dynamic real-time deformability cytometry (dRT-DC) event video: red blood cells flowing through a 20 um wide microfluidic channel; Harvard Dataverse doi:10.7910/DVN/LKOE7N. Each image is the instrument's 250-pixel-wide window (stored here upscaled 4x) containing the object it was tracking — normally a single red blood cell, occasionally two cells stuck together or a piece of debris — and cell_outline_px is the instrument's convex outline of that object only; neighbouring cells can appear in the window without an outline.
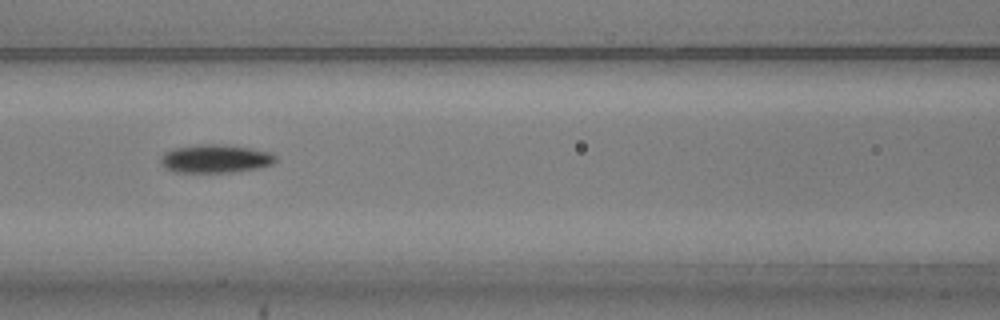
{"species": "common noctule bat (a hibernating species)", "species_latin": "Nyctalus noctula", "temperature_condition": "warm", "stored_images_in_passage": 5, "camera_frame_rate_fps": 3000, "um_per_image_px": 0.085, "animal": {"sex": "male", "body_mass_g": 20.5, "forearm_length_mm": 52.5}, "frame": {"image": 1, "passage_image": 4, "time_ms": 1.0, "image_size_px": [1000, 320], "cell_outline_px": [[276, 160], [272, 164], [256, 168], [232, 172], [172, 172], [160, 164], [160, 156], [164, 152], [172, 148], [200, 144], [216, 144], [252, 148], [272, 152], [276, 156]], "centroid_in_image_um": [18.27, 13.48], "position_along_channel_um": 148.3, "area_um2": 19.07}}
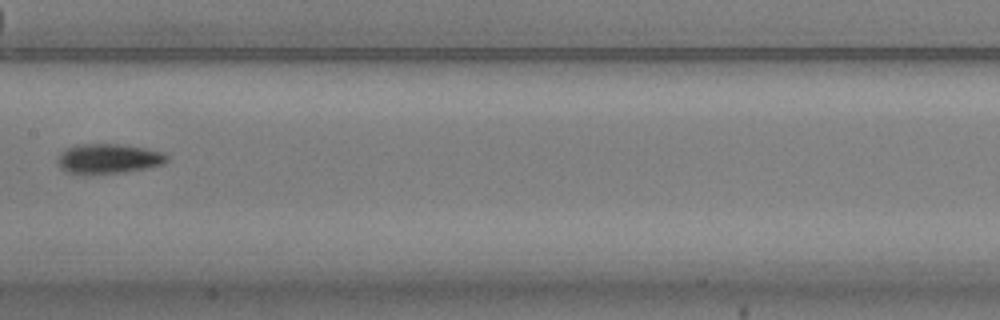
{"frame": {"image": 2, "passage_image": 5, "time_ms": 1.333, "image_size_px": [1000, 320], "cell_outline_px": [[168, 160], [164, 164], [148, 168], [124, 172], [68, 172], [60, 164], [60, 152], [64, 148], [76, 144], [120, 144], [148, 148], [164, 152], [168, 156]], "centroid_in_image_um": [9.32, 13.44], "position_along_channel_um": 198.1, "area_um2": 18.55}}